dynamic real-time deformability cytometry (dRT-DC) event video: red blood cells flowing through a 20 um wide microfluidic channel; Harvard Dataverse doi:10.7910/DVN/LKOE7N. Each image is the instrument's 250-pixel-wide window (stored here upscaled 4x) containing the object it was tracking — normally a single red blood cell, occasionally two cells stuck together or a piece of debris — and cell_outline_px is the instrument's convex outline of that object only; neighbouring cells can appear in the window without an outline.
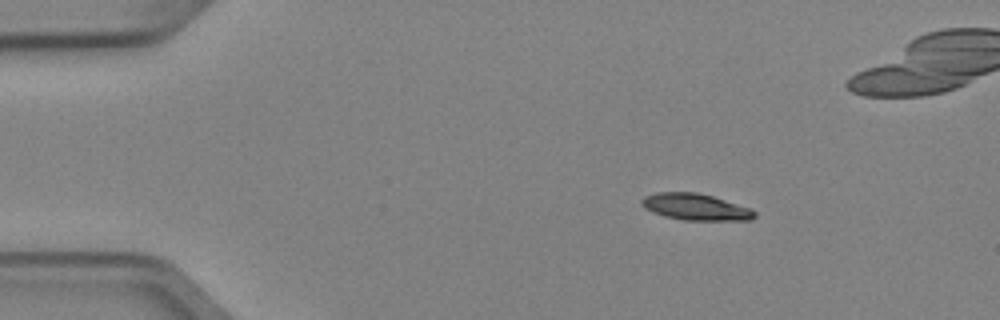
{"species": "Egyptian fruit bat (a non-hibernating species)", "species_latin": "Rousettus aegyptiacus", "temperature_condition": "cold", "stored_images_in_passage": 5, "camera_frame_rate_fps": 3000, "um_per_image_px": 0.085, "animal": {"sex": "female"}, "frame": {"image": 1, "passage_image": 2, "time_ms": 0.333, "image_size_px": [1000, 320], "cell_outline_px": [[756, 216], [752, 220], [684, 220], [664, 216], [652, 212], [644, 208], [640, 204], [640, 200], [644, 196], [656, 192], [696, 192], [712, 196], [748, 208], [756, 212]], "centroid_in_image_um": [59.06, 17.59], "position_along_channel_um": 25.9, "area_um2": 17.4}}